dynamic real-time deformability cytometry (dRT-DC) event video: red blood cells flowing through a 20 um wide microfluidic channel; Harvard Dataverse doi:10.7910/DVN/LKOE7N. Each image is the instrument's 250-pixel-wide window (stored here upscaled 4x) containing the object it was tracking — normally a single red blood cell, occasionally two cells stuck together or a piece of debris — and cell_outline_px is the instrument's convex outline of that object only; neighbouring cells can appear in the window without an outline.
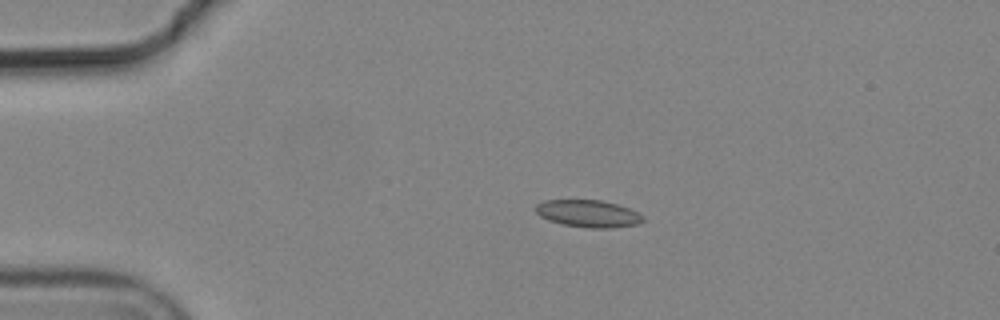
{"species": "common noctule bat (a hibernating species)", "species_latin": "Nyctalus noctula", "temperature_condition": "cold", "stored_images_in_passage": 5, "camera_frame_rate_fps": 3000, "um_per_image_px": 0.085, "animal": {"sex": "male", "body_mass_g": 19.2, "forearm_length_mm": 51.8}, "frame": {"image": 1, "passage_image": 3, "time_ms": 0.667, "image_size_px": [1000, 320], "cell_outline_px": [[644, 220], [640, 224], [612, 228], [588, 228], [564, 224], [548, 220], [540, 216], [536, 212], [536, 204], [544, 200], [604, 200], [640, 212], [644, 216]], "centroid_in_image_um": [50.04, 18.16], "position_along_channel_um": 35.0, "area_um2": 17.17}}
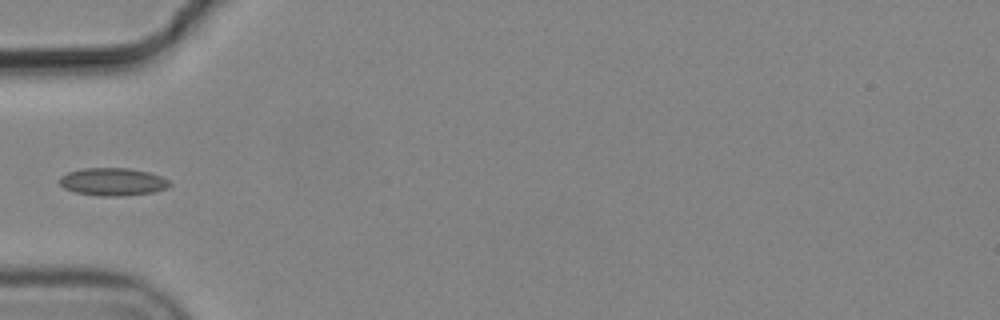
{"frame": {"image": 2, "passage_image": 5, "time_ms": 1.333, "image_size_px": [1000, 320], "cell_outline_px": [[172, 184], [168, 188], [152, 192], [124, 196], [100, 196], [76, 192], [64, 188], [60, 184], [60, 176], [68, 172], [80, 168], [128, 168], [148, 172], [160, 176], [168, 180]], "centroid_in_image_um": [9.58, 15.45], "position_along_channel_um": 75.4, "area_um2": 17.8}}